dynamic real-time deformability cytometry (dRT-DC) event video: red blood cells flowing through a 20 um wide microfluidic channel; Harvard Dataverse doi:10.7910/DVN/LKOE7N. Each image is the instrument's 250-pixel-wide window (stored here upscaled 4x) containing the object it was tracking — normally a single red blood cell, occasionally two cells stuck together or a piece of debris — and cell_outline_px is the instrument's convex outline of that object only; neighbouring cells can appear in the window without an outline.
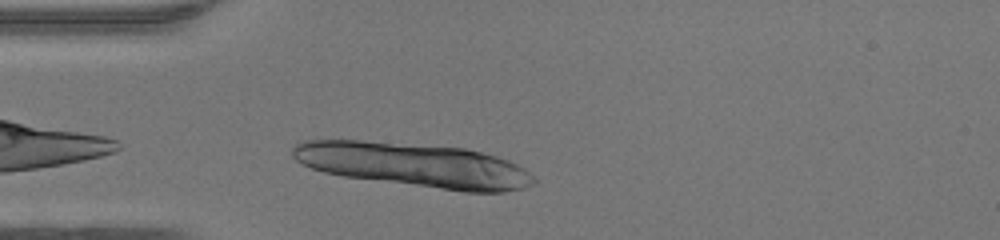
{"species": "human", "species_latin": "Homo sapiens", "temperature_condition": "warm", "stored_images_in_passage": 27, "segment_of_instrument_passage": [1, 2], "camera_frame_rate_fps": 3000, "um_per_image_px": 0.085, "donor": {"sex": "female"}, "frame": {"image": 1, "passage_image": 2, "time_ms": 0.333, "image_size_px": [1000, 240], "cell_outline_px": [[536, 180], [532, 184], [524, 188], [504, 192], [464, 192], [344, 176], [324, 172], [300, 164], [292, 156], [292, 148], [300, 140], [360, 140], [464, 148], [496, 156], [508, 160], [524, 168], [536, 176]], "centroid_in_image_um": [35.2, 14.03], "position_along_channel_um": 49.8, "area_um2": 62.08}}